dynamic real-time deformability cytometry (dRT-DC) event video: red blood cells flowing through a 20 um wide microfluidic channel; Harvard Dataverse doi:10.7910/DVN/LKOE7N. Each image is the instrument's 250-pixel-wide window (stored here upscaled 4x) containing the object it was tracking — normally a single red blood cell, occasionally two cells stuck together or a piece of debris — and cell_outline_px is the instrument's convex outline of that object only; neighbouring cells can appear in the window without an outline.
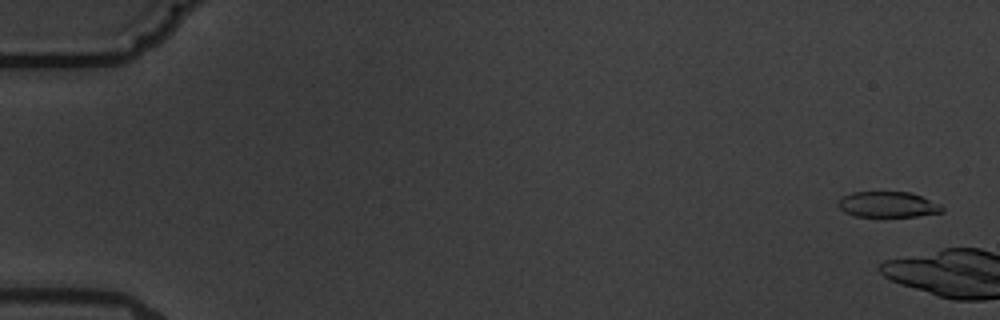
{"species": "common noctule bat (a hibernating species)", "species_latin": "Nyctalus noctula", "temperature_condition": "warm", "stored_images_in_passage": 2, "camera_frame_rate_fps": 3000, "um_per_image_px": 0.085, "animal": {"sex": "male", "body_mass_g": 19.5, "forearm_length_mm": 54.6}, "frame": {"image": 1, "passage_image": 1, "time_ms": 0.0, "image_size_px": [1000, 320], "cell_outline_px": [[944, 212], [916, 216], [856, 216], [844, 212], [836, 204], [836, 200], [852, 192], [908, 192], [920, 196], [940, 204], [944, 208]], "centroid_in_image_um": [75.44, 17.38], "position_along_channel_um": 9.6, "area_um2": 15.49}}